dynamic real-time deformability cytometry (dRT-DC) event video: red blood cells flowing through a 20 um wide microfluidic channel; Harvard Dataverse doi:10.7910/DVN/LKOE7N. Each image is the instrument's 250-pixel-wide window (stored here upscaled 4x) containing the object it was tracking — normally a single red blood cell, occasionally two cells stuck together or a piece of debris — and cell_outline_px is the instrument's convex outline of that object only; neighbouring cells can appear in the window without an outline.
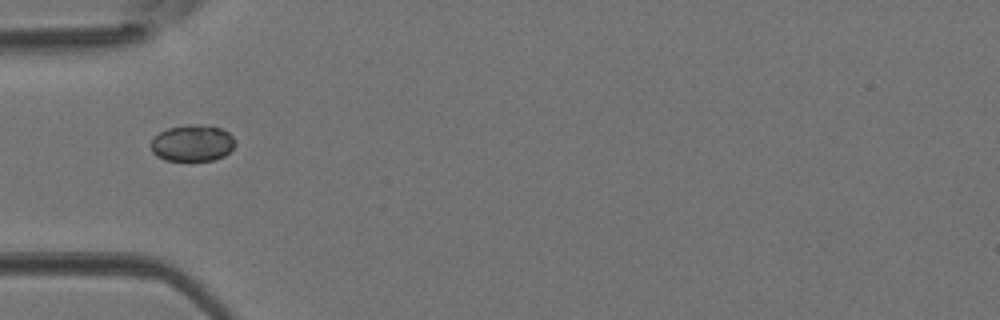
{"species": "Egyptian fruit bat (a non-hibernating species)", "species_latin": "Rousettus aegyptiacus", "temperature_condition": "room temperature", "stored_images_in_passage": 1, "camera_frame_rate_fps": 3000, "um_per_image_px": 0.085, "animal": {"sex": "female"}, "frame": {"image": 1, "passage_image": 1, "time_ms": 0.0, "image_size_px": [1000, 320], "cell_outline_px": [[236, 144], [224, 156], [212, 160], [164, 160], [156, 156], [152, 152], [152, 140], [160, 132], [168, 128], [184, 124], [200, 124], [220, 128], [228, 132], [236, 140]], "centroid_in_image_um": [16.36, 12.15], "position_along_channel_um": 68.6, "area_um2": 17.92}}